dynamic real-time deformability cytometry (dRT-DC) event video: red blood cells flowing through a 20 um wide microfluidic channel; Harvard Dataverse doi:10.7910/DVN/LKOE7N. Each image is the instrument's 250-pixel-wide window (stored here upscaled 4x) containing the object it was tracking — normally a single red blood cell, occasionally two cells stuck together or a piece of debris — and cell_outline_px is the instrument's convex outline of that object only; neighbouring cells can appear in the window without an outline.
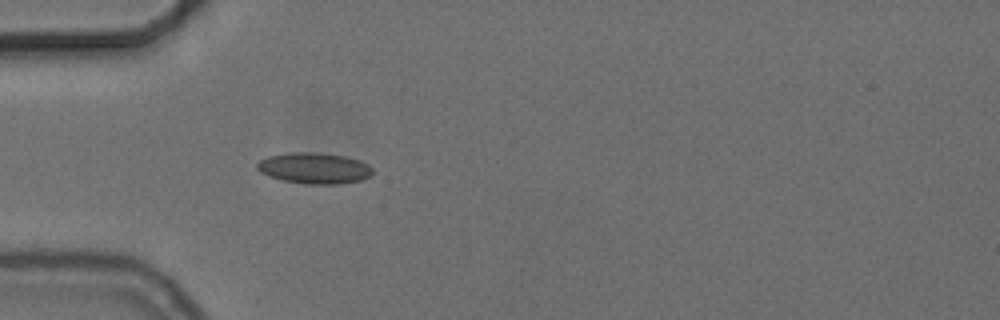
{"species": "common noctule bat (a hibernating species)", "species_latin": "Nyctalus noctula", "temperature_condition": "cold", "stored_images_in_passage": 29, "camera_frame_rate_fps": 3000, "um_per_image_px": 0.085, "animal": {"sex": "female", "body_mass_g": 24.6, "forearm_length_mm": 56.2}, "frame": {"image": 1, "passage_image": 1, "time_ms": 0.0, "image_size_px": [1000, 320], "cell_outline_px": [[372, 176], [360, 180], [336, 184], [308, 184], [284, 180], [268, 176], [260, 172], [256, 168], [256, 164], [260, 160], [268, 156], [288, 152], [320, 152], [344, 156], [360, 160], [368, 164], [372, 168]], "centroid_in_image_um": [26.71, 14.28], "position_along_channel_um": 58.3, "area_um2": 20.98}}
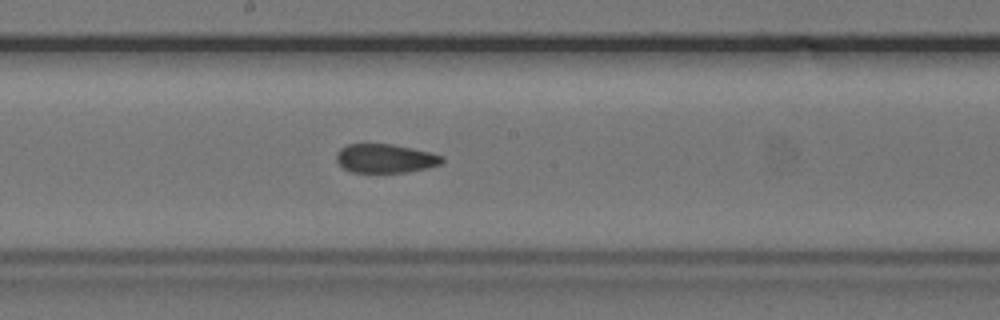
{"frame": {"image": 2, "passage_image": 14, "time_ms": 4.333, "image_size_px": [1000, 320], "cell_outline_px": [[444, 160], [440, 164], [408, 172], [352, 172], [344, 168], [336, 160], [336, 152], [340, 148], [348, 144], [392, 144], [428, 152], [444, 156]], "centroid_in_image_um": [32.72, 13.46], "position_along_channel_um": 215.5, "area_um2": 17.57}}
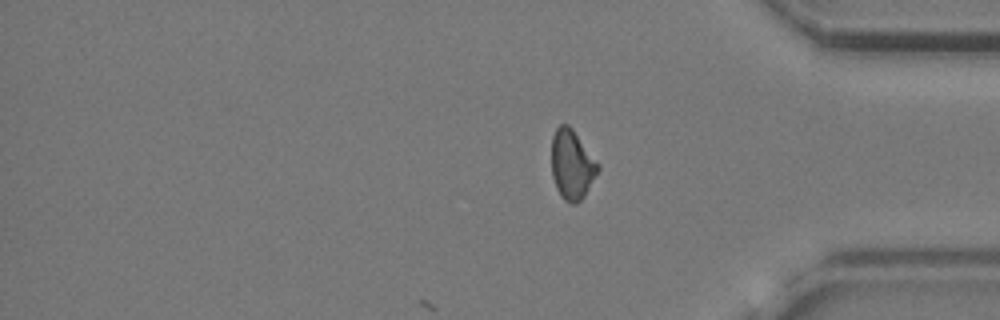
{"frame": {"image": 3, "passage_image": 29, "time_ms": 9.333, "image_size_px": [1000, 320], "cell_outline_px": [[600, 168], [584, 196], [576, 204], [572, 204], [564, 200], [560, 196], [556, 188], [552, 176], [552, 136], [556, 128], [560, 124], [568, 124], [572, 128], [600, 164]], "centroid_in_image_um": [48.61, 13.99], "position_along_channel_um": 386.6, "area_um2": 18.9}, "authors_computed_cell_mechanics": {"area_um2": 18.3226, "velocity_mm_per_s": 3.7222, "shape_relaxation_time_tau1_ms": null, "shape_relaxation_time_tau2_ms": 2.8866, "deformation_change_tau1": null, "deformation_change_tau2": 0.0974}}